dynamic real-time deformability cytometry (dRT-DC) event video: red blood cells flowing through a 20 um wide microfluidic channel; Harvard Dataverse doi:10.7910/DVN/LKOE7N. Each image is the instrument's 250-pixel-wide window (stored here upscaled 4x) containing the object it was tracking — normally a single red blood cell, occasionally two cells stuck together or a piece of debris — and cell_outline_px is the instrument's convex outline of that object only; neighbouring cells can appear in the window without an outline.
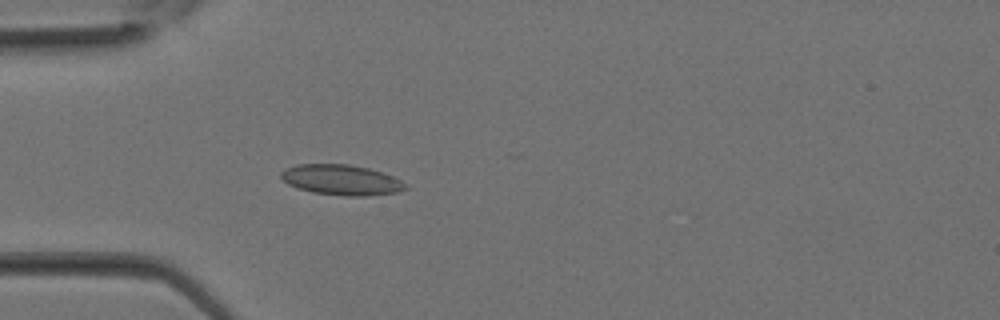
{"species": "Egyptian fruit bat (a non-hibernating species)", "species_latin": "Rousettus aegyptiacus", "temperature_condition": "room temperature", "stored_images_in_passage": 26, "camera_frame_rate_fps": 3000, "um_per_image_px": 0.085, "animal": {"sex": "female"}, "frame": {"image": 1, "passage_image": 8, "time_ms": 2.333, "image_size_px": [1000, 320], "cell_outline_px": [[408, 188], [400, 192], [364, 196], [344, 196], [312, 192], [288, 184], [280, 176], [280, 172], [284, 168], [296, 164], [348, 164], [368, 168], [384, 172], [408, 184]], "centroid_in_image_um": [29.04, 15.29], "position_along_channel_um": 56.0, "area_um2": 22.2}}
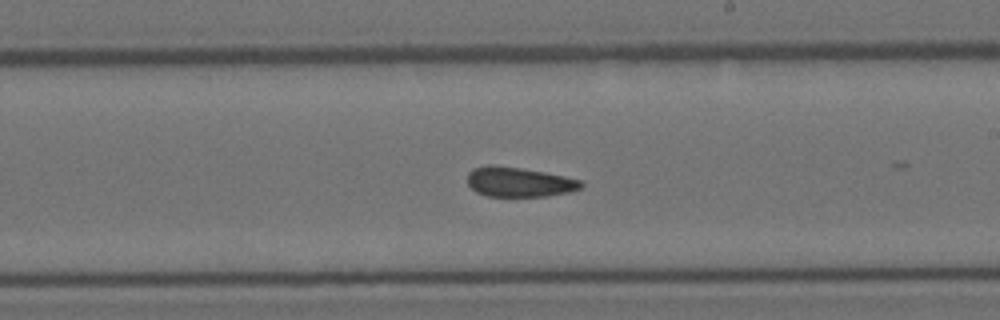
{"frame": {"image": 2, "passage_image": 17, "time_ms": 5.333, "image_size_px": [1000, 320], "cell_outline_px": [[584, 184], [580, 188], [568, 192], [548, 196], [488, 196], [476, 192], [468, 184], [468, 172], [472, 168], [520, 168], [544, 172], [564, 176], [580, 180]], "centroid_in_image_um": [44.17, 15.51], "position_along_channel_um": 244.8, "area_um2": 18.9}}
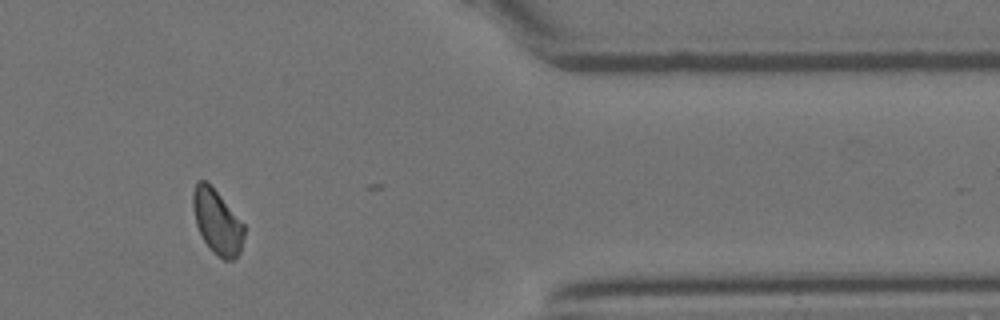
{"frame": {"image": 3, "passage_image": 25, "time_ms": 8.0, "image_size_px": [1000, 320], "cell_outline_px": [[244, 236], [240, 252], [232, 260], [224, 260], [212, 252], [204, 240], [196, 224], [192, 208], [192, 192], [196, 184], [200, 180], [204, 180], [220, 196], [244, 224]], "centroid_in_image_um": [18.45, 18.88], "position_along_channel_um": 393.0, "area_um2": 18.9}}